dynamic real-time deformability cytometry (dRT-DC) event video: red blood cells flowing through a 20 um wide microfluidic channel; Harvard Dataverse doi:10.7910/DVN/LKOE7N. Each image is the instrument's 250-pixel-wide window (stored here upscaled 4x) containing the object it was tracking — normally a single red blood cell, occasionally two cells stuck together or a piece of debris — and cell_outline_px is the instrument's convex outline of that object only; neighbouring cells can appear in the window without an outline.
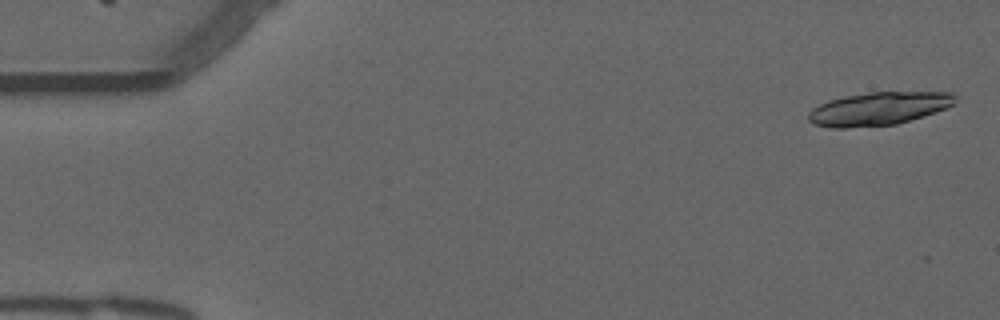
{"species": "common noctule bat (a hibernating species)", "species_latin": "Nyctalus noctula", "temperature_condition": "warm", "stored_images_in_passage": 18, "camera_frame_rate_fps": 3000, "um_per_image_px": 0.085, "animal": {"sex": "male", "forearm_length_mm": 52.5}, "frame": {"image": 1, "passage_image": 2, "time_ms": 0.333, "image_size_px": [1000, 320], "cell_outline_px": [[956, 104], [896, 124], [844, 128], [832, 128], [812, 124], [808, 120], [808, 112], [812, 108], [828, 100], [868, 92], [952, 92], [956, 96]], "centroid_in_image_um": [74.64, 9.23], "position_along_channel_um": 10.4, "area_um2": 28.09}}